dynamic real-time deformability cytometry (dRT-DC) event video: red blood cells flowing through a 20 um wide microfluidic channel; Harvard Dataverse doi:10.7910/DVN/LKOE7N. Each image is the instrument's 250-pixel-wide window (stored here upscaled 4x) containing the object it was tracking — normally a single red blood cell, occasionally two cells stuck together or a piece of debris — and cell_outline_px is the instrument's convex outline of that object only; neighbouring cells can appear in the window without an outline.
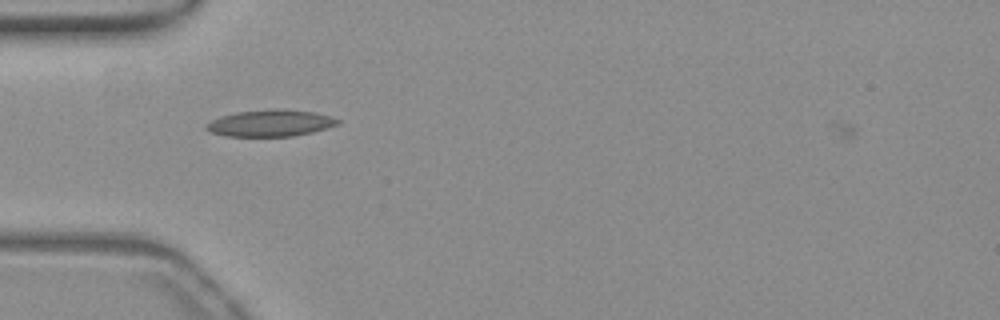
{"species": "common noctule bat (a hibernating species)", "species_latin": "Nyctalus noctula", "temperature_condition": "warm", "stored_images_in_passage": 44, "camera_frame_rate_fps": 3000, "um_per_image_px": 0.085, "animal": {"sex": "female", "body_mass_g": 19.3, "forearm_length_mm": 54.1}, "frame": {"image": 1, "passage_image": 7, "time_ms": 2.0, "image_size_px": [1000, 320], "cell_outline_px": [[340, 124], [312, 132], [292, 136], [224, 136], [212, 132], [204, 128], [204, 124], [220, 116], [236, 112], [276, 108], [316, 112], [332, 116], [340, 120]], "centroid_in_image_um": [22.99, 10.45], "position_along_channel_um": 62.0, "area_um2": 20.58}}
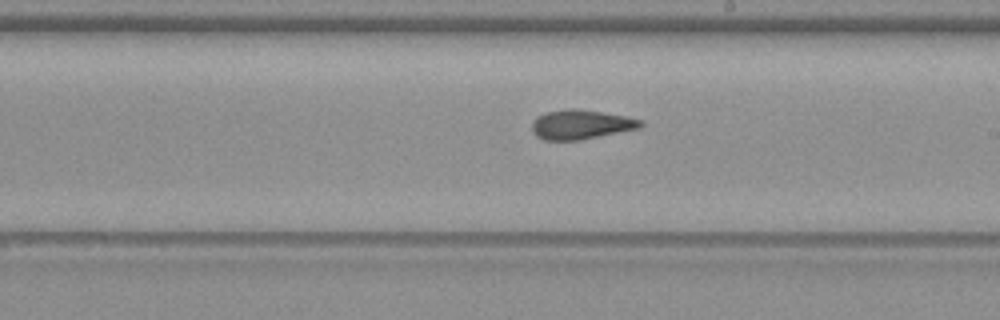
{"frame": {"image": 2, "passage_image": 21, "time_ms": 6.667, "image_size_px": [1000, 320], "cell_outline_px": [[644, 124], [640, 128], [580, 140], [544, 140], [536, 136], [532, 132], [532, 120], [536, 116], [544, 112], [572, 108], [600, 112], [624, 116], [640, 120]], "centroid_in_image_um": [49.32, 10.59], "position_along_channel_um": 239.7, "area_um2": 18.55}}
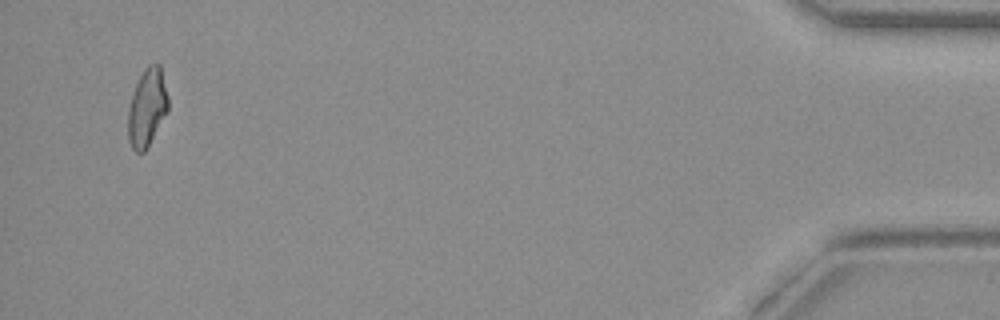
{"frame": {"image": 3, "passage_image": 42, "time_ms": 13.667, "image_size_px": [1000, 320], "cell_outline_px": [[168, 112], [144, 152], [136, 152], [132, 148], [128, 140], [128, 108], [136, 84], [144, 68], [148, 64], [160, 64], [168, 96]], "centroid_in_image_um": [12.51, 9.14], "position_along_channel_um": 422.7, "area_um2": 18.15}, "authors_computed_cell_mechanics": {"area_um2": 18.3226, "velocity_mm_per_s": 3.8385, "shape_relaxation_time_tau1_ms": null, "shape_relaxation_time_tau2_ms": 2.5971, "deformation_change_tau1": null, "deformation_change_tau2": 0.1082}}